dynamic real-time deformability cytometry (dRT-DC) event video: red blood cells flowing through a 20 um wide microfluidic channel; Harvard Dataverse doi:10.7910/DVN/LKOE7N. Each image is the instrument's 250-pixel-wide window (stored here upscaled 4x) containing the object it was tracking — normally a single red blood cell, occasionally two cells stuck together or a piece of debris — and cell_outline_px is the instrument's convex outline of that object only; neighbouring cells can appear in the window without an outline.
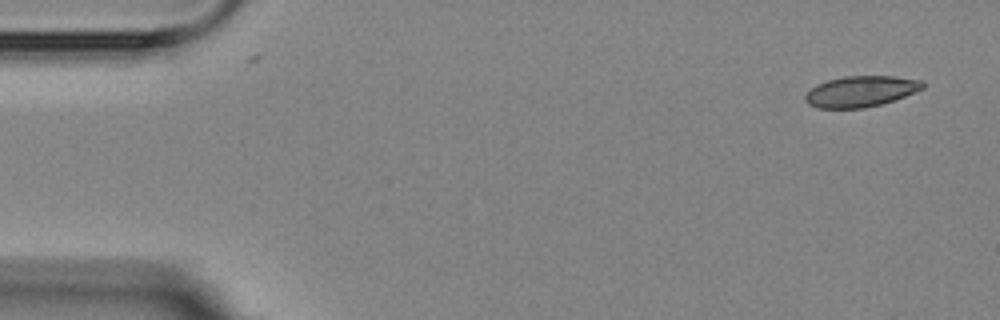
{"species": "Egyptian fruit bat (a non-hibernating species)", "species_latin": "Rousettus aegyptiacus", "temperature_condition": "room temperature", "stored_images_in_passage": 5, "camera_frame_rate_fps": 3000, "um_per_image_px": 0.085, "animal": {"sex": "female"}, "frame": {"image": 1, "passage_image": 1, "time_ms": 0.0, "image_size_px": [1000, 320], "cell_outline_px": [[924, 88], [904, 96], [880, 104], [864, 108], [820, 108], [808, 104], [804, 100], [804, 96], [816, 84], [828, 80], [844, 76], [896, 76], [920, 80], [924, 84]], "centroid_in_image_um": [73.14, 7.76], "position_along_channel_um": 11.9, "area_um2": 20.98}}
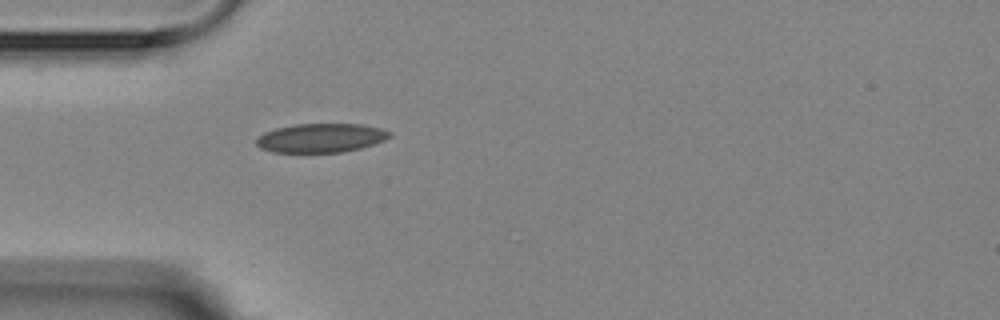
{"frame": {"image": 2, "passage_image": 5, "time_ms": 4.333, "image_size_px": [1000, 320], "cell_outline_px": [[392, 136], [384, 140], [360, 148], [344, 152], [272, 152], [260, 148], [256, 144], [256, 140], [264, 132], [276, 128], [296, 124], [360, 124], [380, 128], [392, 132]], "centroid_in_image_um": [27.28, 11.72], "position_along_channel_um": 57.7, "area_um2": 22.43}}